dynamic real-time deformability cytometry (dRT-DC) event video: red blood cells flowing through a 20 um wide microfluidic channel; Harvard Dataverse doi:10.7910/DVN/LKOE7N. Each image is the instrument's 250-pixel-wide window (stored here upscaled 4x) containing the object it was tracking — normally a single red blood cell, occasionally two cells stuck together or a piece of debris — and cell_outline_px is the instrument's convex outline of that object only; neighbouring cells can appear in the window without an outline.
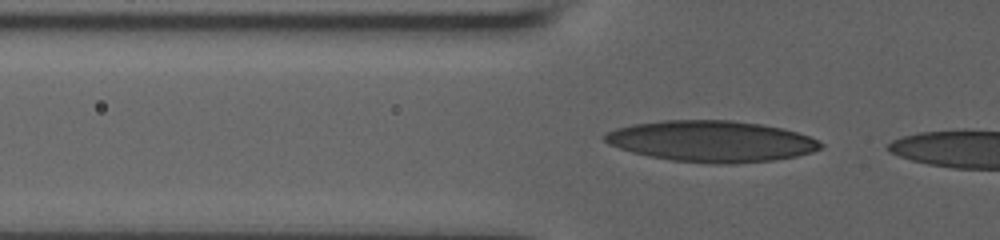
{"species": "human", "species_latin": "Homo sapiens", "temperature_condition": "room temperature", "stored_images_in_passage": 6, "camera_frame_rate_fps": 3000, "um_per_image_px": 0.085, "donor": {"sex": "male"}, "frame": {"image": 1, "passage_image": 3, "time_ms": 0.667, "image_size_px": [1000, 240], "cell_outline_px": [[824, 144], [820, 148], [812, 152], [796, 156], [772, 160], [732, 164], [716, 164], [672, 160], [648, 156], [632, 152], [608, 144], [604, 140], [604, 136], [608, 132], [616, 128], [632, 124], [660, 120], [732, 120], [760, 124], [780, 128], [796, 132], [808, 136]], "centroid_in_image_um": [60.44, 12.0], "position_along_channel_um": 65.4, "area_um2": 51.56}}